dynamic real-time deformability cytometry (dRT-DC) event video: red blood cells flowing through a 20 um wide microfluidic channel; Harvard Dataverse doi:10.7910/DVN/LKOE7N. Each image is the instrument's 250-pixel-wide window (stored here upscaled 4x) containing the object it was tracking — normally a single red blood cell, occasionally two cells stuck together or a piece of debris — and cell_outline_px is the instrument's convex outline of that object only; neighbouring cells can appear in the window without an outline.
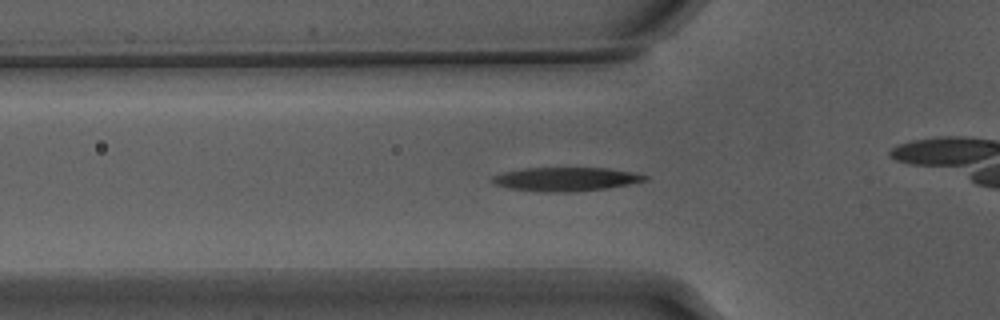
{"species": "Egyptian fruit bat (a non-hibernating species)", "species_latin": "Rousettus aegyptiacus", "temperature_condition": "warm", "stored_images_in_passage": 54, "camera_frame_rate_fps": 3000, "um_per_image_px": 0.085, "animal": {"sex": "male"}, "frame": {"image": 1, "passage_image": 17, "time_ms": 5.333, "image_size_px": [1000, 320], "cell_outline_px": [[648, 180], [608, 188], [572, 192], [540, 192], [508, 188], [496, 184], [492, 180], [492, 176], [504, 172], [524, 168], [608, 168], [632, 172], [648, 176]], "centroid_in_image_um": [48.1, 15.23], "position_along_channel_um": 77.7, "area_um2": 21.1}}
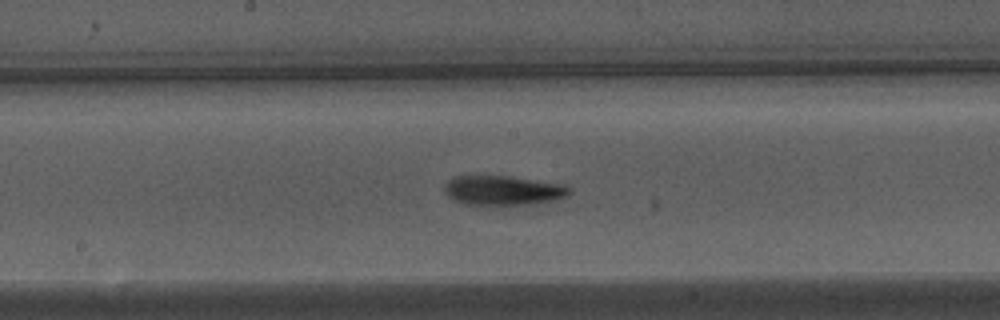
{"frame": {"image": 2, "passage_image": 27, "time_ms": 8.667, "image_size_px": [1000, 320], "cell_outline_px": [[572, 192], [568, 196], [556, 200], [532, 204], [464, 204], [448, 196], [444, 188], [444, 184], [448, 180], [456, 176], [508, 176], [560, 184], [572, 188]], "centroid_in_image_um": [42.79, 16.18], "position_along_channel_um": 205.4, "area_um2": 21.27}}
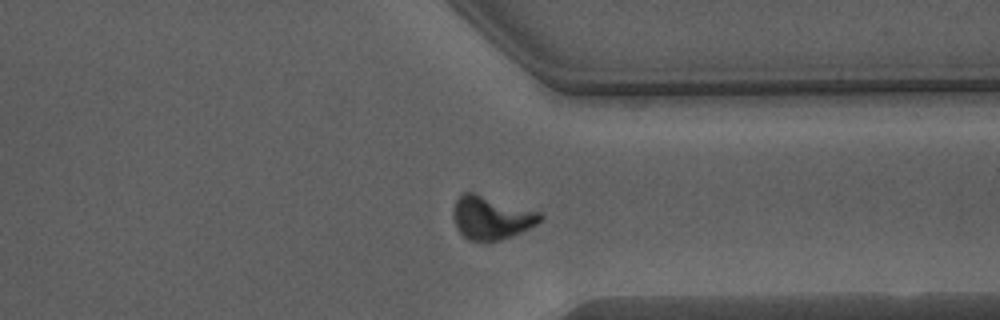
{"frame": {"image": 3, "passage_image": 40, "time_ms": 13.0, "image_size_px": [1000, 320], "cell_outline_px": [[544, 216], [536, 224], [520, 232], [500, 240], [488, 244], [468, 240], [456, 228], [452, 216], [452, 208], [456, 200], [464, 192], [472, 192], [540, 212]], "centroid_in_image_um": [41.71, 18.53], "position_along_channel_um": 369.7, "area_um2": 22.08}, "authors_computed_cell_mechanics": {"area_um2": 20.6057, "velocity_mm_per_s": 3.8198, "shape_relaxation_time_tau1_ms": 4.5332, "shape_relaxation_time_tau2_ms": 4.3475, "deformation_change_tau1": 0.1985, "deformation_change_tau2": 0.105}}